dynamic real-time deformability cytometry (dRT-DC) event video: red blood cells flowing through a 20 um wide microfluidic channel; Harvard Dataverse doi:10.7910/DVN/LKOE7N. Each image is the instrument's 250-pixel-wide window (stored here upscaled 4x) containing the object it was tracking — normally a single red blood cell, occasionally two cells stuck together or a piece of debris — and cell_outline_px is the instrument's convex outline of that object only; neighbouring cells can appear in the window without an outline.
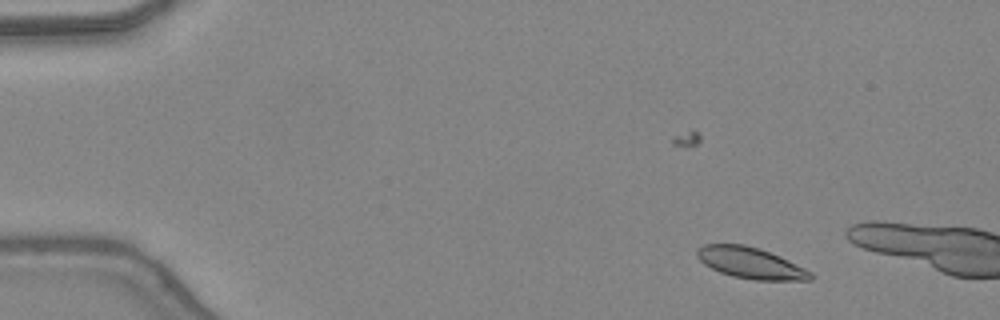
{"species": "common noctule bat (a hibernating species)", "species_latin": "Nyctalus noctula", "temperature_condition": "warm", "stored_images_in_passage": 10, "camera_frame_rate_fps": 3000, "um_per_image_px": 0.085, "animal": {"sex": "female", "body_mass_g": 24.6, "forearm_length_mm": 56.2}, "frame": {"image": 1, "passage_image": 4, "time_ms": 1.0, "image_size_px": [1000, 320], "cell_outline_px": [[812, 280], [756, 280], [732, 276], [720, 272], [704, 264], [696, 256], [696, 248], [704, 244], [744, 244], [760, 248], [780, 256], [812, 272]], "centroid_in_image_um": [63.78, 22.34], "position_along_channel_um": 21.2, "area_um2": 20.63}}